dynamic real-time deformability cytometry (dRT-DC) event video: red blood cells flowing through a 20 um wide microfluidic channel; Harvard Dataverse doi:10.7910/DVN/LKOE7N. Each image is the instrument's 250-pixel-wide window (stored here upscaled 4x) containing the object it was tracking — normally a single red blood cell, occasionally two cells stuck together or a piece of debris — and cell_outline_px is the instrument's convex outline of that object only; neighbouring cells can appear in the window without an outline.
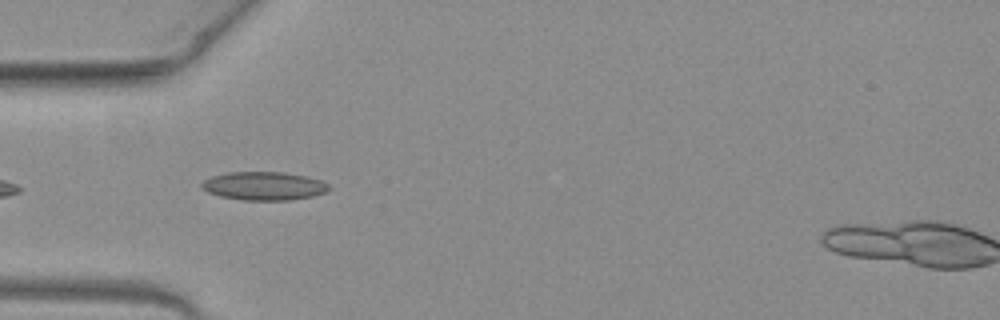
{"species": "common noctule bat (a hibernating species)", "species_latin": "Nyctalus noctula", "temperature_condition": "warm", "stored_images_in_passage": 6, "camera_frame_rate_fps": 3000, "um_per_image_px": 0.085, "animal": {"sex": "female", "body_mass_g": 19.3, "forearm_length_mm": 54.1}, "frame": {"image": 1, "passage_image": 2, "time_ms": 0.333, "image_size_px": [1000, 320], "cell_outline_px": [[332, 188], [324, 192], [312, 196], [288, 200], [244, 200], [220, 196], [208, 192], [200, 184], [204, 180], [212, 176], [228, 172], [284, 172], [308, 176], [320, 180], [328, 184]], "centroid_in_image_um": [22.45, 15.8], "position_along_channel_um": 62.5, "area_um2": 20.98}}